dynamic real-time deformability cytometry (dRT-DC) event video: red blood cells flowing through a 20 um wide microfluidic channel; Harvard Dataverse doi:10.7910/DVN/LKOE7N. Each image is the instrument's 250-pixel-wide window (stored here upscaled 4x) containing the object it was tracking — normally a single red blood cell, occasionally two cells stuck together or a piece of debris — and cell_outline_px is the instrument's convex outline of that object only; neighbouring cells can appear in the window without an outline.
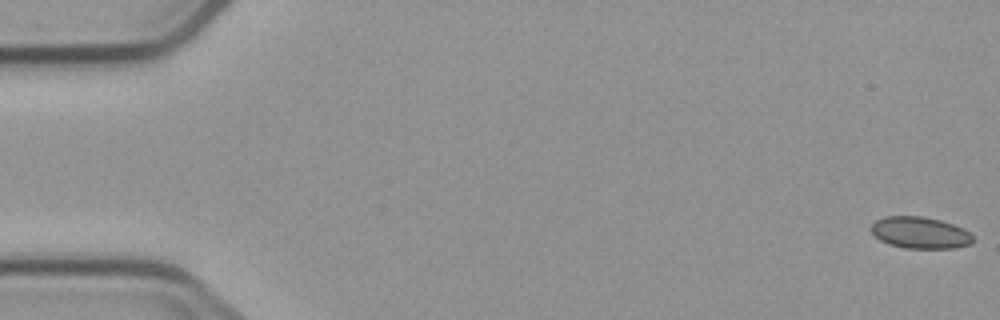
{"species": "common noctule bat (a hibernating species)", "species_latin": "Nyctalus noctula", "temperature_condition": "cold", "stored_images_in_passage": 7, "camera_frame_rate_fps": 3000, "um_per_image_px": 0.085, "animal": {"sex": "male", "body_mass_g": 23.1, "forearm_length_mm": 52.7}, "frame": {"image": 1, "passage_image": 1, "time_ms": 0.0, "image_size_px": [1000, 320], "cell_outline_px": [[976, 240], [972, 244], [956, 248], [904, 248], [888, 244], [880, 240], [868, 228], [876, 220], [884, 216], [924, 216], [940, 220], [964, 228]], "centroid_in_image_um": [78.21, 19.78], "position_along_channel_um": 6.8, "area_um2": 19.02}}
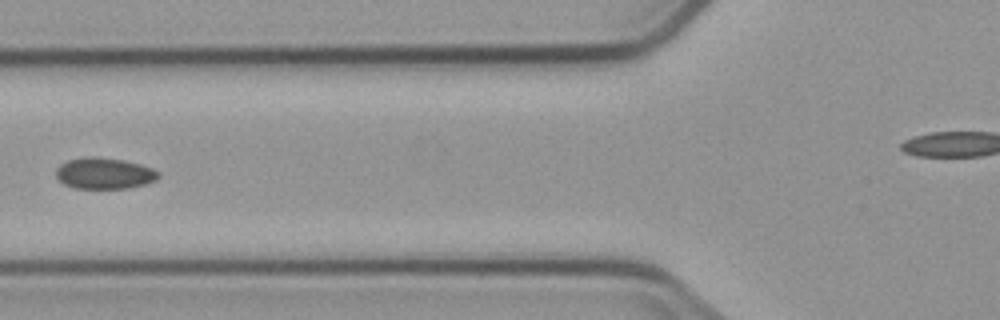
{"frame": {"image": 2, "passage_image": 7, "time_ms": 7.0, "image_size_px": [1000, 320], "cell_outline_px": [[160, 176], [156, 180], [144, 184], [128, 188], [76, 188], [64, 184], [56, 176], [56, 168], [60, 164], [68, 160], [92, 156], [96, 156], [120, 160], [140, 164], [152, 168], [160, 172]], "centroid_in_image_um": [8.87, 14.73], "position_along_channel_um": 116.9, "area_um2": 18.5}}